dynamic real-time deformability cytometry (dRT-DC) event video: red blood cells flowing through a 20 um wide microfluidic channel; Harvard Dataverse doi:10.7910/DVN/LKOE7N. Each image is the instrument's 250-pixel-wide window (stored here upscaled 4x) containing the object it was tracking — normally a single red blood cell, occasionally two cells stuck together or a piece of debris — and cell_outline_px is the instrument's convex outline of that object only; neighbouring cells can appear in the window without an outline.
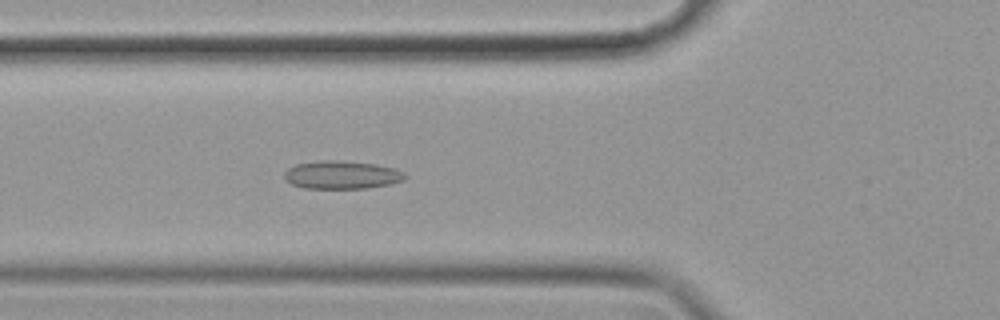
{"species": "common noctule bat (a hibernating species)", "species_latin": "Nyctalus noctula", "temperature_condition": "cold", "stored_images_in_passage": 40, "camera_frame_rate_fps": 3000, "um_per_image_px": 0.085, "animal": {"sex": "female", "body_mass_g": 19.9}, "frame": {"image": 1, "passage_image": 8, "time_ms": 2.333, "image_size_px": [1000, 320], "cell_outline_px": [[408, 176], [404, 180], [388, 184], [368, 188], [304, 188], [292, 184], [284, 180], [284, 172], [288, 168], [296, 164], [320, 160], [336, 160], [376, 164], [392, 168], [404, 172]], "centroid_in_image_um": [29.03, 14.86], "position_along_channel_um": 96.8, "area_um2": 19.77}}
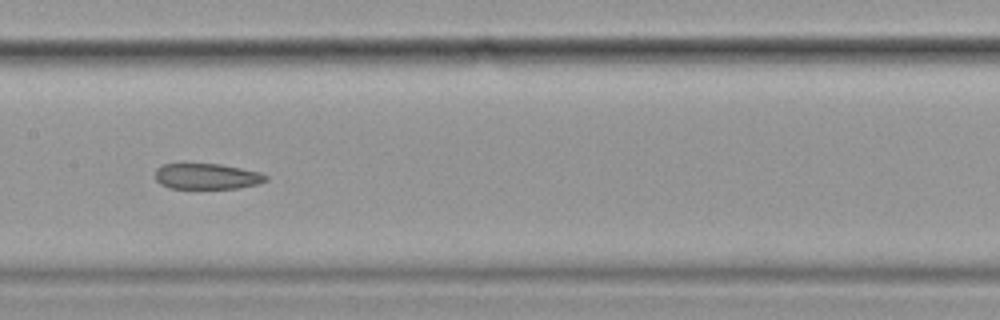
{"frame": {"image": 2, "passage_image": 16, "time_ms": 5.0, "image_size_px": [1000, 320], "cell_outline_px": [[268, 180], [256, 184], [240, 188], [168, 188], [160, 184], [156, 180], [156, 168], [160, 164], [184, 160], [220, 164], [260, 172], [268, 176]], "centroid_in_image_um": [17.49, 14.93], "position_along_channel_um": 189.9, "area_um2": 17.46}}
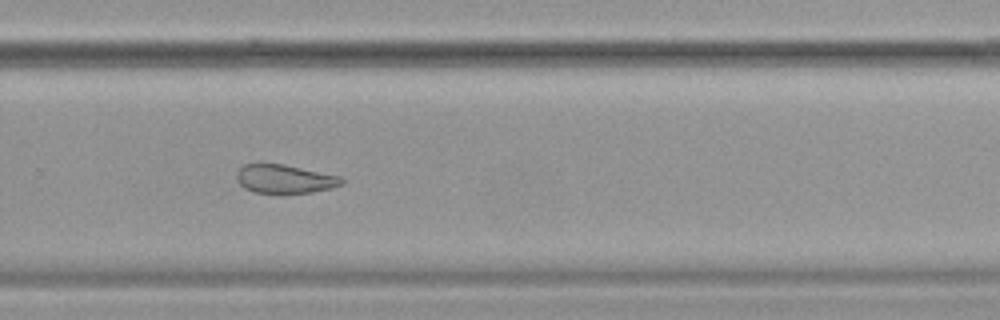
{"frame": {"image": 3, "passage_image": 26, "time_ms": 8.333, "image_size_px": [1000, 320], "cell_outline_px": [[344, 184], [332, 188], [312, 192], [256, 192], [244, 188], [236, 180], [236, 172], [244, 164], [284, 164], [340, 176], [344, 180]], "centroid_in_image_um": [24.21, 15.2], "position_along_channel_um": 305.6, "area_um2": 17.34}, "authors_computed_cell_mechanics": {"area_um2": 19.1896, "velocity_mm_per_s": 3.486, "shape_relaxation_time_tau1_ms": null, "shape_relaxation_time_tau2_ms": 1.8761, "deformation_change_tau1": null, "deformation_change_tau2": 0.0767}}